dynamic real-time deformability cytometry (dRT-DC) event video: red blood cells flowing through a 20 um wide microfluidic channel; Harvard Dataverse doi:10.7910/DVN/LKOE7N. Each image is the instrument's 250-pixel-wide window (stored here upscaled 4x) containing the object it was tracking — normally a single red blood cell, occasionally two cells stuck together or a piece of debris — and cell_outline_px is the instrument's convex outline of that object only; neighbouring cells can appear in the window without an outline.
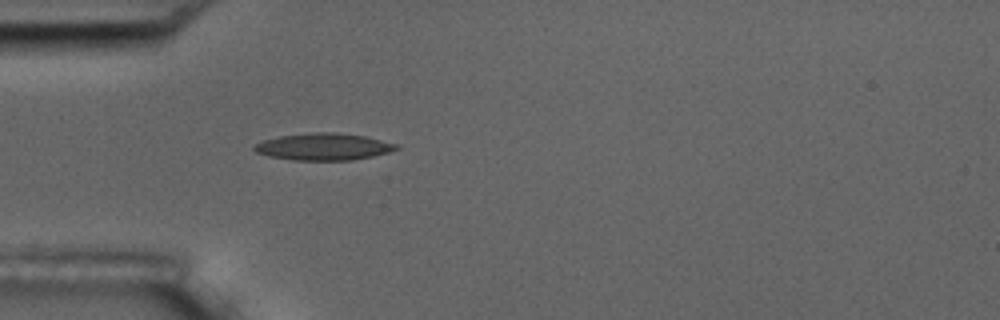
{"species": "common noctule bat (a hibernating species)", "species_latin": "Nyctalus noctula", "temperature_condition": "room temperature", "stored_images_in_passage": 2, "camera_frame_rate_fps": 3000, "um_per_image_px": 0.085, "animal": {"sex": "male", "body_mass_g": 17.5, "forearm_length_mm": 52.3}, "frame": {"image": 1, "passage_image": 2, "time_ms": 1.333, "image_size_px": [1000, 320], "cell_outline_px": [[400, 148], [388, 152], [372, 156], [352, 160], [292, 160], [268, 156], [256, 152], [252, 148], [256, 144], [264, 140], [280, 136], [316, 132], [332, 132], [364, 136], [400, 144]], "centroid_in_image_um": [27.52, 12.47], "position_along_channel_um": 57.5, "area_um2": 22.2}}